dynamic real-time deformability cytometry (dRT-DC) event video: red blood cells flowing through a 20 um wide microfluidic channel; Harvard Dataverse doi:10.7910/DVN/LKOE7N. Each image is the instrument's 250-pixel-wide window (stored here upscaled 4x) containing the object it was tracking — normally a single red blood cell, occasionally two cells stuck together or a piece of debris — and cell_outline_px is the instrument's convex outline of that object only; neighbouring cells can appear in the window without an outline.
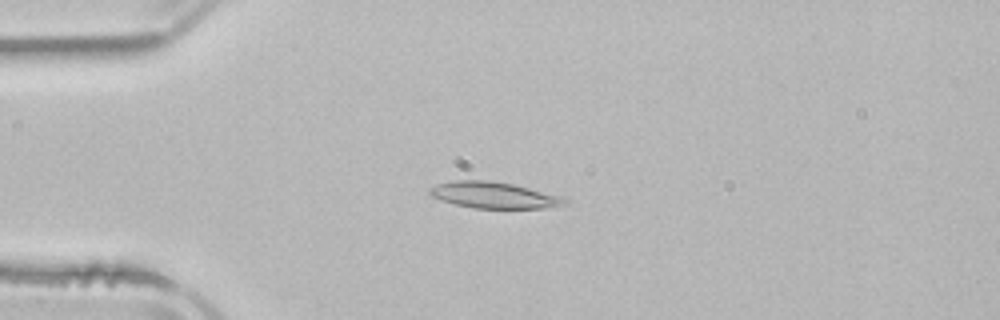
{"species": "common noctule bat (a hibernating species)", "species_latin": "Nyctalus noctula", "temperature_condition": "room temperature", "stored_images_in_passage": 50, "camera_frame_rate_fps": 3000, "um_per_image_px": 0.085, "animal": {"sex": "male", "body_mass_g": 21.5, "forearm_length_mm": 52.0}, "frame": {"image": 1, "passage_image": 11, "time_ms": 3.333, "image_size_px": [1000, 320], "cell_outline_px": [[568, 204], [556, 208], [472, 208], [440, 200], [432, 196], [428, 192], [428, 188], [436, 184], [452, 180], [488, 180], [512, 184], [564, 196], [568, 200]], "centroid_in_image_um": [42.03, 16.59], "position_along_channel_um": 43.0, "area_um2": 21.04}}
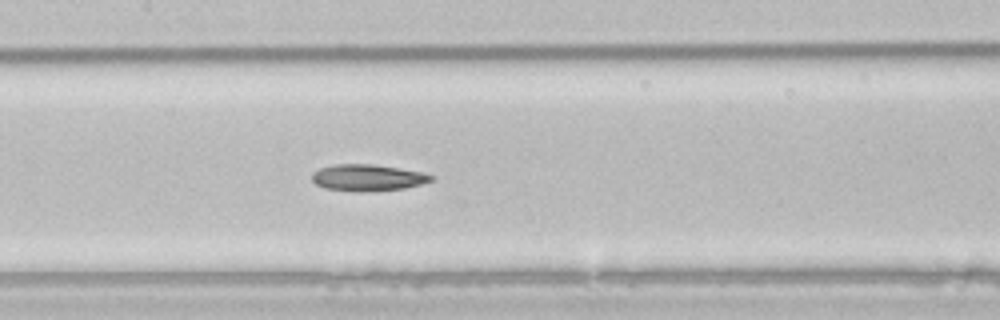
{"frame": {"image": 2, "passage_image": 23, "time_ms": 7.333, "image_size_px": [1000, 320], "cell_outline_px": [[436, 176], [432, 180], [420, 184], [404, 188], [372, 192], [352, 192], [324, 188], [316, 184], [312, 180], [312, 172], [320, 168], [336, 164], [372, 164], [420, 172]], "centroid_in_image_um": [31.21, 15.12], "position_along_channel_um": 176.2, "area_um2": 18.5}}
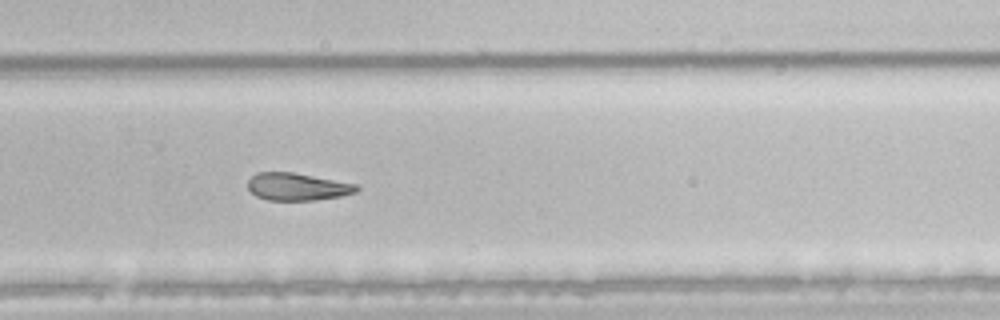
{"frame": {"image": 3, "passage_image": 33, "time_ms": 10.667, "image_size_px": [1000, 320], "cell_outline_px": [[360, 188], [356, 192], [340, 196], [312, 200], [268, 200], [256, 196], [248, 188], [248, 180], [256, 172], [292, 172], [356, 184]], "centroid_in_image_um": [25.25, 15.87], "position_along_channel_um": 304.6, "area_um2": 17.22}, "authors_computed_cell_mechanics": {"area_um2": 20.0566, "velocity_mm_per_s": 3.8796, "shape_relaxation_time_tau1_ms": 10.4981, "shape_relaxation_time_tau2_ms": null, "deformation_change_tau1": 0.2123, "deformation_change_tau2": null}}